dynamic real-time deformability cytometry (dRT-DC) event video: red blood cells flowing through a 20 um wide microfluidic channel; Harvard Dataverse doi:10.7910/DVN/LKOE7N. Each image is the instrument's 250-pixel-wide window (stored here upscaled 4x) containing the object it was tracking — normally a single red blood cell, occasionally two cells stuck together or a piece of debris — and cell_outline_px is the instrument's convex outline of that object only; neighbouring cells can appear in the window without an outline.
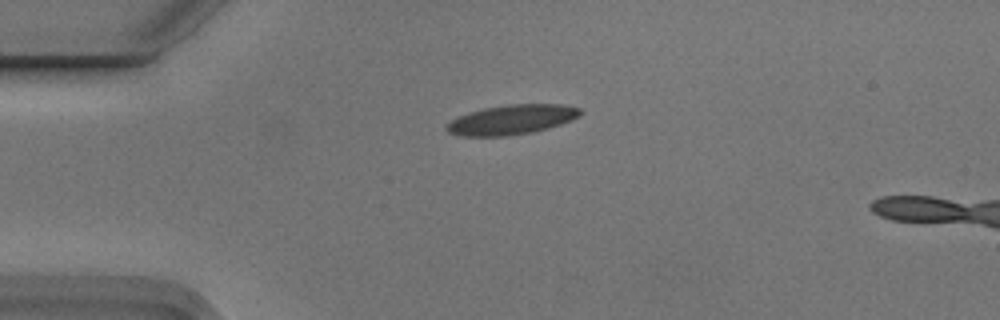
{"species": "Egyptian fruit bat (a non-hibernating species)", "species_latin": "Rousettus aegyptiacus", "temperature_condition": "cold", "stored_images_in_passage": 4, "camera_frame_rate_fps": 3000, "um_per_image_px": 0.085, "animal": {"sex": "male"}, "frame": {"image": 1, "passage_image": 4, "time_ms": 1.0, "image_size_px": [1000, 320], "cell_outline_px": [[584, 112], [580, 116], [572, 120], [548, 128], [532, 132], [508, 136], [464, 136], [448, 132], [444, 128], [452, 120], [460, 116], [484, 108], [508, 104], [564, 104], [580, 108]], "centroid_in_image_um": [43.56, 10.17], "position_along_channel_um": 41.4, "area_um2": 23.06}}